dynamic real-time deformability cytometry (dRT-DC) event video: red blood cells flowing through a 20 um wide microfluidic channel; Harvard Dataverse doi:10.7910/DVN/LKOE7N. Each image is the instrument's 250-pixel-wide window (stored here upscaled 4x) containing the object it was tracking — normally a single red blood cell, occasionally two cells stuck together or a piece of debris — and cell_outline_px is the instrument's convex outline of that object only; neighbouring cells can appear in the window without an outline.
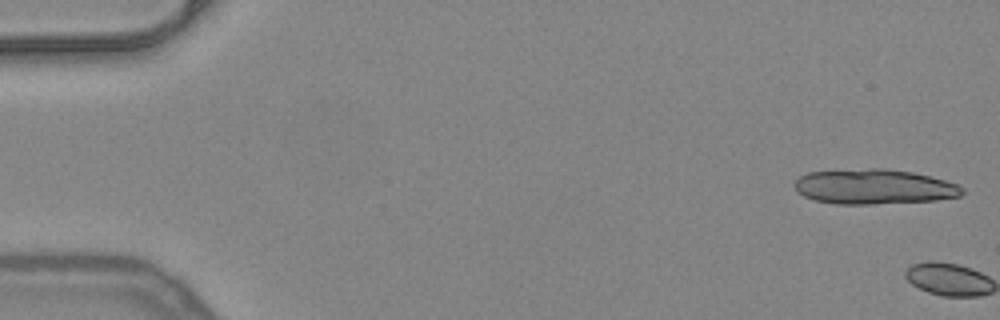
{"species": "common noctule bat (a hibernating species)", "species_latin": "Nyctalus noctula", "temperature_condition": "warm", "stored_images_in_passage": 2, "camera_frame_rate_fps": 3000, "um_per_image_px": 0.085, "animal": {"sex": "female", "body_mass_g": 24.6, "forearm_length_mm": 56.2}, "frame": {"image": 1, "passage_image": 1, "time_ms": 0.0, "image_size_px": [1000, 320], "cell_outline_px": [[964, 192], [960, 196], [936, 200], [876, 204], [836, 204], [816, 200], [804, 196], [796, 192], [792, 184], [800, 176], [808, 172], [868, 168], [884, 168], [912, 172], [944, 180], [956, 184], [964, 188]], "centroid_in_image_um": [74.26, 15.87], "position_along_channel_um": 10.7, "area_um2": 34.28}}